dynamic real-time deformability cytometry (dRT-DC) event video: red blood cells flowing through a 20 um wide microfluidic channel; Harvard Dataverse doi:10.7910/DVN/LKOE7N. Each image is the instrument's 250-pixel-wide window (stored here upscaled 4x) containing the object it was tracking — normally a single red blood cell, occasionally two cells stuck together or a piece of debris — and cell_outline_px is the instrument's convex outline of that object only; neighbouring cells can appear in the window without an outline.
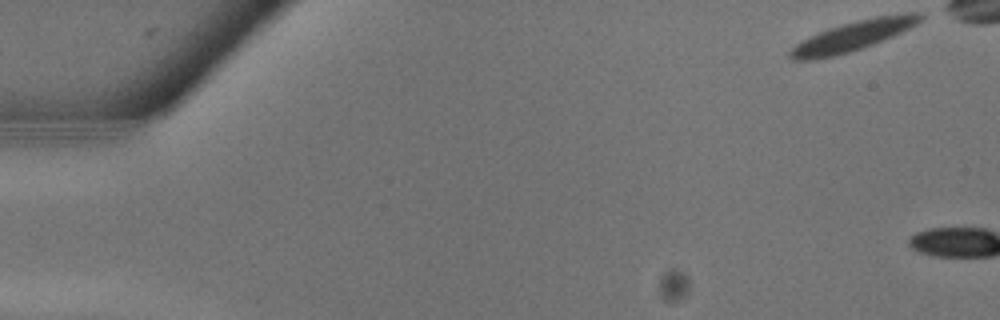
{"species": "common noctule bat (a hibernating species)", "species_latin": "Nyctalus noctula", "temperature_condition": "warm", "stored_images_in_passage": 2, "camera_frame_rate_fps": 3000, "um_per_image_px": 0.085, "animal": {"sex": "male", "body_mass_g": 13.3}, "frame": {"image": 1, "passage_image": 1, "time_ms": 0.0, "image_size_px": [1000, 320], "cell_outline_px": [[924, 16], [916, 24], [892, 36], [872, 44], [848, 52], [816, 60], [792, 60], [788, 56], [788, 52], [800, 40], [828, 28], [856, 20], [876, 16], [904, 12], [920, 12]], "centroid_in_image_um": [72.46, 3.04], "position_along_channel_um": 12.5, "area_um2": 22.54}}